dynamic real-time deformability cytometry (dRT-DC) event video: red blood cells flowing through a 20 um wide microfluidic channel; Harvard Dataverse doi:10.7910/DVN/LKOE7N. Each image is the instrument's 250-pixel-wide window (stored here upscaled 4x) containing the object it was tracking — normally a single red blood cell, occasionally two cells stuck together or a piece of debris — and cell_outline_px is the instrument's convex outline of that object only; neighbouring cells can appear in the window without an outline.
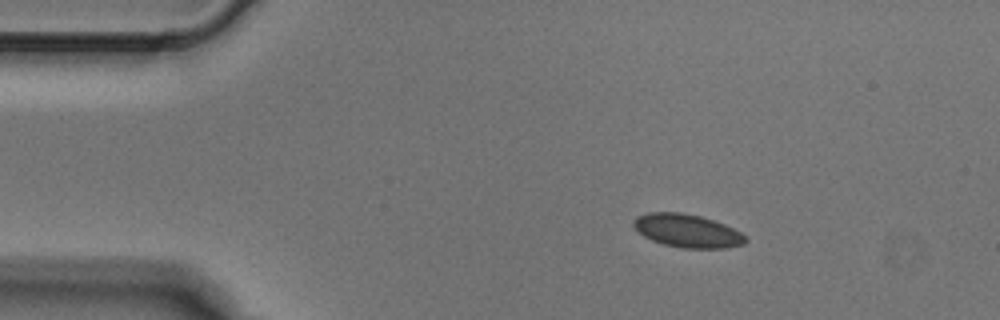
{"species": "Egyptian fruit bat (a non-hibernating species)", "species_latin": "Rousettus aegyptiacus", "temperature_condition": "cold", "stored_images_in_passage": 4, "camera_frame_rate_fps": 3000, "um_per_image_px": 0.085, "animal": {"sex": "male"}, "frame": {"image": 1, "passage_image": 2, "time_ms": 0.333, "image_size_px": [1000, 320], "cell_outline_px": [[748, 240], [744, 244], [728, 248], [684, 248], [664, 244], [652, 240], [644, 236], [632, 224], [632, 220], [636, 216], [648, 212], [680, 212], [700, 216], [724, 224], [740, 232]], "centroid_in_image_um": [58.41, 19.61], "position_along_channel_um": 26.6, "area_um2": 21.56}}